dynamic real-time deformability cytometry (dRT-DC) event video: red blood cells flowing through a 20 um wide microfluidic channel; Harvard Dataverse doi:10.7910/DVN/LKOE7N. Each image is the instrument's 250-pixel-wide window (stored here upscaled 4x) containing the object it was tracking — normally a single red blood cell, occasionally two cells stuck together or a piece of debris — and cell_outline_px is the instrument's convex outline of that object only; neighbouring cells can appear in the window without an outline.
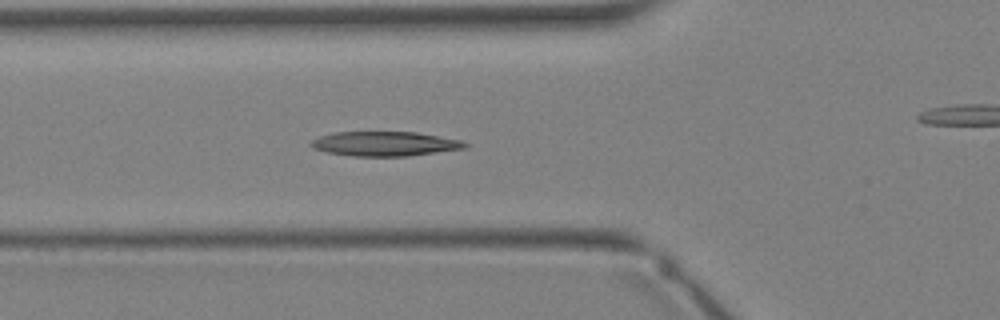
{"species": "Egyptian fruit bat (a non-hibernating species)", "species_latin": "Rousettus aegyptiacus", "temperature_condition": "warm", "stored_images_in_passage": 32, "camera_frame_rate_fps": 3000, "um_per_image_px": 0.085, "animal": {"sex": "female"}, "frame": {"image": 1, "passage_image": 9, "time_ms": 2.667, "image_size_px": [1000, 320], "cell_outline_px": [[468, 148], [408, 156], [352, 156], [328, 152], [312, 148], [308, 144], [312, 140], [320, 136], [336, 132], [416, 132], [460, 140], [468, 144]], "centroid_in_image_um": [32.71, 12.22], "position_along_channel_um": 93.1, "area_um2": 21.96}}
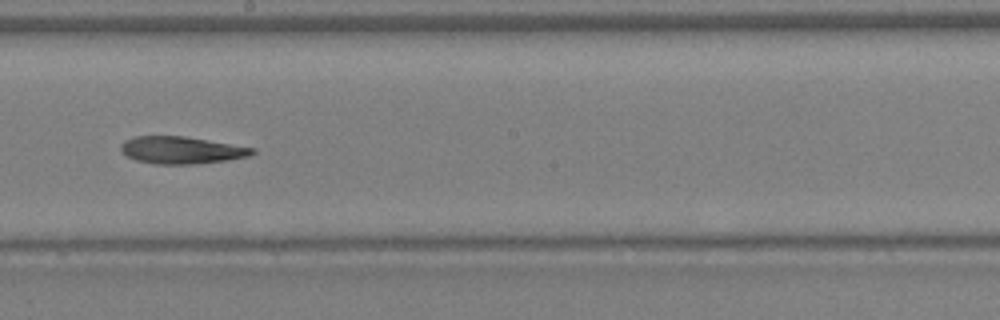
{"frame": {"image": 2, "passage_image": 16, "time_ms": 5.0, "image_size_px": [1000, 320], "cell_outline_px": [[256, 152], [248, 156], [228, 160], [196, 164], [156, 164], [136, 160], [128, 156], [120, 148], [120, 144], [124, 140], [136, 136], [184, 136], [256, 148]], "centroid_in_image_um": [15.44, 12.76], "position_along_channel_um": 232.8, "area_um2": 20.81}}
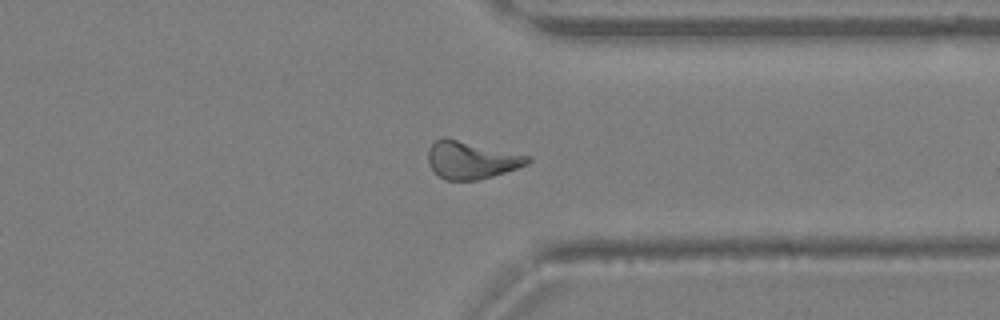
{"frame": {"image": 3, "passage_image": 23, "time_ms": 7.333, "image_size_px": [1000, 320], "cell_outline_px": [[532, 160], [528, 164], [492, 176], [476, 180], [444, 180], [428, 164], [428, 148], [436, 140], [444, 136], [532, 156]], "centroid_in_image_um": [40.07, 13.58], "position_along_channel_um": 371.3, "area_um2": 21.85}}